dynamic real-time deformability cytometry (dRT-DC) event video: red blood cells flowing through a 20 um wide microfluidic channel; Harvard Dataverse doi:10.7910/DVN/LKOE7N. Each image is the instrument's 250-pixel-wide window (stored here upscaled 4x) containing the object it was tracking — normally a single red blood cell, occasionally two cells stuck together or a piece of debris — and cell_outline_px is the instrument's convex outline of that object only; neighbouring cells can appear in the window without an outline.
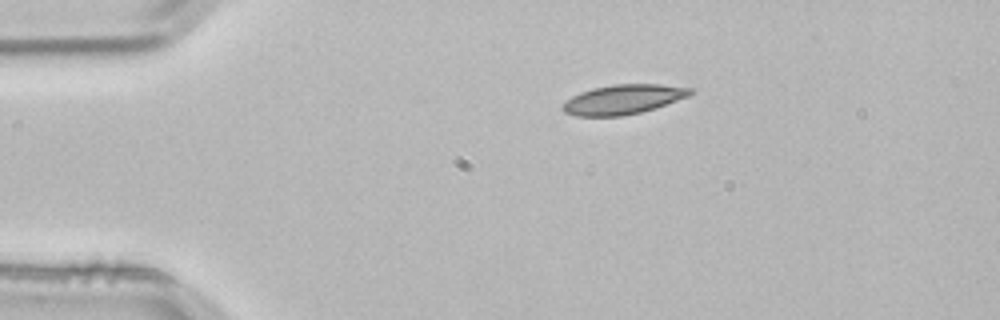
{"species": "common noctule bat (a hibernating species)", "species_latin": "Nyctalus noctula", "temperature_condition": "room temperature", "stored_images_in_passage": 2, "camera_frame_rate_fps": 3000, "um_per_image_px": 0.085, "animal": {"sex": "male", "body_mass_g": 21.5, "forearm_length_mm": 52.0}, "frame": {"image": 1, "passage_image": 1, "time_ms": 0.0, "image_size_px": [1000, 320], "cell_outline_px": [[696, 88], [688, 96], [656, 108], [640, 112], [620, 116], [576, 116], [564, 112], [560, 108], [560, 104], [572, 96], [580, 92], [592, 88], [612, 84], [660, 84]], "centroid_in_image_um": [52.94, 8.44], "position_along_channel_um": 32.1, "area_um2": 22.2}}